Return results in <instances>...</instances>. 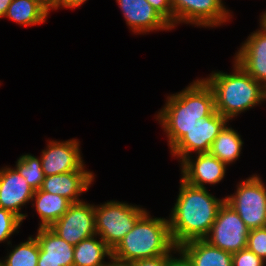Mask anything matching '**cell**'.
Instances as JSON below:
<instances>
[{
    "label": "cell",
    "instance_id": "1",
    "mask_svg": "<svg viewBox=\"0 0 266 266\" xmlns=\"http://www.w3.org/2000/svg\"><path fill=\"white\" fill-rule=\"evenodd\" d=\"M176 202L169 210V229L176 247L195 239H204L225 197L218 198L207 187H196L180 178Z\"/></svg>",
    "mask_w": 266,
    "mask_h": 266
},
{
    "label": "cell",
    "instance_id": "2",
    "mask_svg": "<svg viewBox=\"0 0 266 266\" xmlns=\"http://www.w3.org/2000/svg\"><path fill=\"white\" fill-rule=\"evenodd\" d=\"M164 106L154 116L171 149L197 120L215 112L214 94L202 78H196L181 91L166 95Z\"/></svg>",
    "mask_w": 266,
    "mask_h": 266
},
{
    "label": "cell",
    "instance_id": "3",
    "mask_svg": "<svg viewBox=\"0 0 266 266\" xmlns=\"http://www.w3.org/2000/svg\"><path fill=\"white\" fill-rule=\"evenodd\" d=\"M231 72L213 70L205 78L214 94L215 111L229 122L266 101V88L235 60Z\"/></svg>",
    "mask_w": 266,
    "mask_h": 266
},
{
    "label": "cell",
    "instance_id": "4",
    "mask_svg": "<svg viewBox=\"0 0 266 266\" xmlns=\"http://www.w3.org/2000/svg\"><path fill=\"white\" fill-rule=\"evenodd\" d=\"M175 247L168 217L151 216L148 210L112 250V257L122 262L167 255Z\"/></svg>",
    "mask_w": 266,
    "mask_h": 266
},
{
    "label": "cell",
    "instance_id": "5",
    "mask_svg": "<svg viewBox=\"0 0 266 266\" xmlns=\"http://www.w3.org/2000/svg\"><path fill=\"white\" fill-rule=\"evenodd\" d=\"M147 211L142 205L115 199L95 204L96 234L113 250Z\"/></svg>",
    "mask_w": 266,
    "mask_h": 266
},
{
    "label": "cell",
    "instance_id": "6",
    "mask_svg": "<svg viewBox=\"0 0 266 266\" xmlns=\"http://www.w3.org/2000/svg\"><path fill=\"white\" fill-rule=\"evenodd\" d=\"M233 194L225 197L229 204L251 229L266 226V185L260 174H252L238 181Z\"/></svg>",
    "mask_w": 266,
    "mask_h": 266
},
{
    "label": "cell",
    "instance_id": "7",
    "mask_svg": "<svg viewBox=\"0 0 266 266\" xmlns=\"http://www.w3.org/2000/svg\"><path fill=\"white\" fill-rule=\"evenodd\" d=\"M225 3L223 0H171L173 29L180 24L209 29L225 25L234 16Z\"/></svg>",
    "mask_w": 266,
    "mask_h": 266
},
{
    "label": "cell",
    "instance_id": "8",
    "mask_svg": "<svg viewBox=\"0 0 266 266\" xmlns=\"http://www.w3.org/2000/svg\"><path fill=\"white\" fill-rule=\"evenodd\" d=\"M249 231L237 212L224 201L204 240L214 247L233 254L247 247Z\"/></svg>",
    "mask_w": 266,
    "mask_h": 266
},
{
    "label": "cell",
    "instance_id": "9",
    "mask_svg": "<svg viewBox=\"0 0 266 266\" xmlns=\"http://www.w3.org/2000/svg\"><path fill=\"white\" fill-rule=\"evenodd\" d=\"M228 122L217 111L205 119L197 120V123L169 150L171 157H175L181 163L190 155L209 153L214 139Z\"/></svg>",
    "mask_w": 266,
    "mask_h": 266
},
{
    "label": "cell",
    "instance_id": "10",
    "mask_svg": "<svg viewBox=\"0 0 266 266\" xmlns=\"http://www.w3.org/2000/svg\"><path fill=\"white\" fill-rule=\"evenodd\" d=\"M46 148L41 150L40 159L45 176L86 169L81 142L76 138L68 140H47Z\"/></svg>",
    "mask_w": 266,
    "mask_h": 266
},
{
    "label": "cell",
    "instance_id": "11",
    "mask_svg": "<svg viewBox=\"0 0 266 266\" xmlns=\"http://www.w3.org/2000/svg\"><path fill=\"white\" fill-rule=\"evenodd\" d=\"M50 229L74 246L83 239L96 235L95 204L85 200L72 203Z\"/></svg>",
    "mask_w": 266,
    "mask_h": 266
},
{
    "label": "cell",
    "instance_id": "12",
    "mask_svg": "<svg viewBox=\"0 0 266 266\" xmlns=\"http://www.w3.org/2000/svg\"><path fill=\"white\" fill-rule=\"evenodd\" d=\"M35 190L10 165L0 167V208L17 215L22 221L28 217L22 210L31 205Z\"/></svg>",
    "mask_w": 266,
    "mask_h": 266
},
{
    "label": "cell",
    "instance_id": "13",
    "mask_svg": "<svg viewBox=\"0 0 266 266\" xmlns=\"http://www.w3.org/2000/svg\"><path fill=\"white\" fill-rule=\"evenodd\" d=\"M179 166L184 181L202 188H206L207 184L214 186L222 182L228 170L225 163L210 153L190 155Z\"/></svg>",
    "mask_w": 266,
    "mask_h": 266
},
{
    "label": "cell",
    "instance_id": "14",
    "mask_svg": "<svg viewBox=\"0 0 266 266\" xmlns=\"http://www.w3.org/2000/svg\"><path fill=\"white\" fill-rule=\"evenodd\" d=\"M125 23L134 35L173 30V27L147 0H115Z\"/></svg>",
    "mask_w": 266,
    "mask_h": 266
},
{
    "label": "cell",
    "instance_id": "15",
    "mask_svg": "<svg viewBox=\"0 0 266 266\" xmlns=\"http://www.w3.org/2000/svg\"><path fill=\"white\" fill-rule=\"evenodd\" d=\"M258 21V29L240 43L233 60L266 88V26Z\"/></svg>",
    "mask_w": 266,
    "mask_h": 266
},
{
    "label": "cell",
    "instance_id": "16",
    "mask_svg": "<svg viewBox=\"0 0 266 266\" xmlns=\"http://www.w3.org/2000/svg\"><path fill=\"white\" fill-rule=\"evenodd\" d=\"M95 177L93 171H72L45 176L40 189L65 197L71 203H78L84 201L80 196L92 187Z\"/></svg>",
    "mask_w": 266,
    "mask_h": 266
},
{
    "label": "cell",
    "instance_id": "17",
    "mask_svg": "<svg viewBox=\"0 0 266 266\" xmlns=\"http://www.w3.org/2000/svg\"><path fill=\"white\" fill-rule=\"evenodd\" d=\"M34 235L40 246L38 266H73L74 245L50 228H37Z\"/></svg>",
    "mask_w": 266,
    "mask_h": 266
},
{
    "label": "cell",
    "instance_id": "18",
    "mask_svg": "<svg viewBox=\"0 0 266 266\" xmlns=\"http://www.w3.org/2000/svg\"><path fill=\"white\" fill-rule=\"evenodd\" d=\"M51 10L47 0H12L3 18L27 28L45 23Z\"/></svg>",
    "mask_w": 266,
    "mask_h": 266
},
{
    "label": "cell",
    "instance_id": "19",
    "mask_svg": "<svg viewBox=\"0 0 266 266\" xmlns=\"http://www.w3.org/2000/svg\"><path fill=\"white\" fill-rule=\"evenodd\" d=\"M179 248L188 256L193 266H233V254L210 245L204 239L187 241Z\"/></svg>",
    "mask_w": 266,
    "mask_h": 266
},
{
    "label": "cell",
    "instance_id": "20",
    "mask_svg": "<svg viewBox=\"0 0 266 266\" xmlns=\"http://www.w3.org/2000/svg\"><path fill=\"white\" fill-rule=\"evenodd\" d=\"M72 203L57 194L42 191L34 192L31 206L40 219L38 228H50L68 210ZM35 208V209H34Z\"/></svg>",
    "mask_w": 266,
    "mask_h": 266
},
{
    "label": "cell",
    "instance_id": "21",
    "mask_svg": "<svg viewBox=\"0 0 266 266\" xmlns=\"http://www.w3.org/2000/svg\"><path fill=\"white\" fill-rule=\"evenodd\" d=\"M111 258L112 250L97 234L74 246L73 266H108Z\"/></svg>",
    "mask_w": 266,
    "mask_h": 266
},
{
    "label": "cell",
    "instance_id": "22",
    "mask_svg": "<svg viewBox=\"0 0 266 266\" xmlns=\"http://www.w3.org/2000/svg\"><path fill=\"white\" fill-rule=\"evenodd\" d=\"M229 122L223 127L214 139L209 153L217 157L228 167L232 165L242 155L244 141L242 135Z\"/></svg>",
    "mask_w": 266,
    "mask_h": 266
},
{
    "label": "cell",
    "instance_id": "23",
    "mask_svg": "<svg viewBox=\"0 0 266 266\" xmlns=\"http://www.w3.org/2000/svg\"><path fill=\"white\" fill-rule=\"evenodd\" d=\"M13 245L12 241L7 245L10 249H6V256L0 259V266H38L40 246L34 235Z\"/></svg>",
    "mask_w": 266,
    "mask_h": 266
},
{
    "label": "cell",
    "instance_id": "24",
    "mask_svg": "<svg viewBox=\"0 0 266 266\" xmlns=\"http://www.w3.org/2000/svg\"><path fill=\"white\" fill-rule=\"evenodd\" d=\"M14 168L22 175L27 183L36 191L42 186L45 174L42 170L40 156L31 153L22 154L17 158Z\"/></svg>",
    "mask_w": 266,
    "mask_h": 266
},
{
    "label": "cell",
    "instance_id": "25",
    "mask_svg": "<svg viewBox=\"0 0 266 266\" xmlns=\"http://www.w3.org/2000/svg\"><path fill=\"white\" fill-rule=\"evenodd\" d=\"M23 221L9 210L0 208V244H9L10 239L19 233Z\"/></svg>",
    "mask_w": 266,
    "mask_h": 266
},
{
    "label": "cell",
    "instance_id": "26",
    "mask_svg": "<svg viewBox=\"0 0 266 266\" xmlns=\"http://www.w3.org/2000/svg\"><path fill=\"white\" fill-rule=\"evenodd\" d=\"M247 248L266 262V226L249 231Z\"/></svg>",
    "mask_w": 266,
    "mask_h": 266
},
{
    "label": "cell",
    "instance_id": "27",
    "mask_svg": "<svg viewBox=\"0 0 266 266\" xmlns=\"http://www.w3.org/2000/svg\"><path fill=\"white\" fill-rule=\"evenodd\" d=\"M233 266H266V262L246 247L233 253Z\"/></svg>",
    "mask_w": 266,
    "mask_h": 266
},
{
    "label": "cell",
    "instance_id": "28",
    "mask_svg": "<svg viewBox=\"0 0 266 266\" xmlns=\"http://www.w3.org/2000/svg\"><path fill=\"white\" fill-rule=\"evenodd\" d=\"M151 6L173 27L171 0H147Z\"/></svg>",
    "mask_w": 266,
    "mask_h": 266
},
{
    "label": "cell",
    "instance_id": "29",
    "mask_svg": "<svg viewBox=\"0 0 266 266\" xmlns=\"http://www.w3.org/2000/svg\"><path fill=\"white\" fill-rule=\"evenodd\" d=\"M166 266H193V264L191 260L188 258V256L179 247L175 246L167 254Z\"/></svg>",
    "mask_w": 266,
    "mask_h": 266
},
{
    "label": "cell",
    "instance_id": "30",
    "mask_svg": "<svg viewBox=\"0 0 266 266\" xmlns=\"http://www.w3.org/2000/svg\"><path fill=\"white\" fill-rule=\"evenodd\" d=\"M88 0H56L52 4V12L59 10V9H77L81 7L84 3H86Z\"/></svg>",
    "mask_w": 266,
    "mask_h": 266
},
{
    "label": "cell",
    "instance_id": "31",
    "mask_svg": "<svg viewBox=\"0 0 266 266\" xmlns=\"http://www.w3.org/2000/svg\"><path fill=\"white\" fill-rule=\"evenodd\" d=\"M132 263L134 266H166L167 255H160L153 258L139 259Z\"/></svg>",
    "mask_w": 266,
    "mask_h": 266
},
{
    "label": "cell",
    "instance_id": "32",
    "mask_svg": "<svg viewBox=\"0 0 266 266\" xmlns=\"http://www.w3.org/2000/svg\"><path fill=\"white\" fill-rule=\"evenodd\" d=\"M12 3V0H0V19H2L7 11V8Z\"/></svg>",
    "mask_w": 266,
    "mask_h": 266
},
{
    "label": "cell",
    "instance_id": "33",
    "mask_svg": "<svg viewBox=\"0 0 266 266\" xmlns=\"http://www.w3.org/2000/svg\"><path fill=\"white\" fill-rule=\"evenodd\" d=\"M108 266H134L131 262H122L114 259L113 257L109 260Z\"/></svg>",
    "mask_w": 266,
    "mask_h": 266
},
{
    "label": "cell",
    "instance_id": "34",
    "mask_svg": "<svg viewBox=\"0 0 266 266\" xmlns=\"http://www.w3.org/2000/svg\"><path fill=\"white\" fill-rule=\"evenodd\" d=\"M259 20L266 26V10L261 12L259 15Z\"/></svg>",
    "mask_w": 266,
    "mask_h": 266
},
{
    "label": "cell",
    "instance_id": "35",
    "mask_svg": "<svg viewBox=\"0 0 266 266\" xmlns=\"http://www.w3.org/2000/svg\"><path fill=\"white\" fill-rule=\"evenodd\" d=\"M51 5L56 1V0H47Z\"/></svg>",
    "mask_w": 266,
    "mask_h": 266
}]
</instances>
